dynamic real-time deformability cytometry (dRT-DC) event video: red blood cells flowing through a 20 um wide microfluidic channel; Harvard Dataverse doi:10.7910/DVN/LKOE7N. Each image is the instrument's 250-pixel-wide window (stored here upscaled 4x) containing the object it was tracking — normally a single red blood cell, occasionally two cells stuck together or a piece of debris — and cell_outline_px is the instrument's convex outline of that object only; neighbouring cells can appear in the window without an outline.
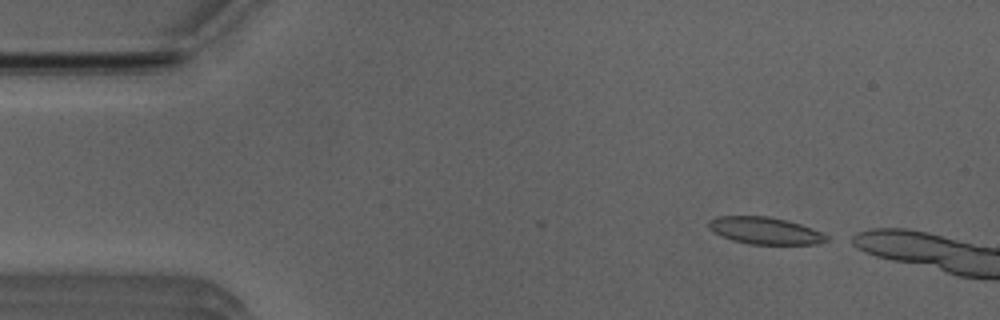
{"species": "Egyptian fruit bat (a non-hibernating species)", "species_latin": "Rousettus aegyptiacus", "temperature_condition": "room temperature", "stored_images_in_passage": 10, "camera_frame_rate_fps": 3000, "um_per_image_px": 0.085, "animal": {"sex": "male"}, "frame": {"image": 1, "passage_image": 2, "time_ms": 0.333, "image_size_px": [1000, 320], "cell_outline_px": [[828, 240], [820, 244], [748, 244], [732, 240], [720, 236], [712, 232], [708, 228], [708, 220], [716, 216], [768, 216], [788, 220], [812, 228], [828, 236]], "centroid_in_image_um": [64.98, 19.6], "position_along_channel_um": 20.0, "area_um2": 18.79}}